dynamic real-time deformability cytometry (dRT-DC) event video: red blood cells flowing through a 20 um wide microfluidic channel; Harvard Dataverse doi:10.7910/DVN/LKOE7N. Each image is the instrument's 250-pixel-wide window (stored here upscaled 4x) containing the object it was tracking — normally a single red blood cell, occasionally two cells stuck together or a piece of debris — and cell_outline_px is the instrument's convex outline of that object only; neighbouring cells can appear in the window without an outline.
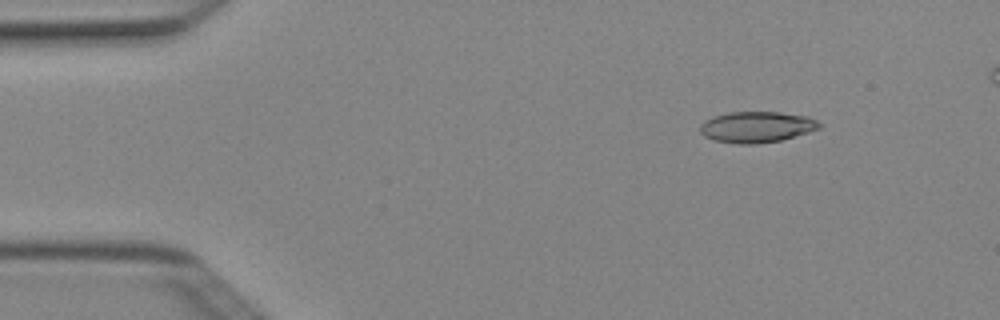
{"species": "Egyptian fruit bat (a non-hibernating species)", "species_latin": "Rousettus aegyptiacus", "temperature_condition": "cold", "stored_images_in_passage": 3, "camera_frame_rate_fps": 3000, "um_per_image_px": 0.085, "animal": {"sex": "female"}, "frame": {"image": 1, "passage_image": 1, "time_ms": 0.0, "image_size_px": [1000, 320], "cell_outline_px": [[820, 128], [808, 132], [780, 140], [756, 144], [736, 144], [716, 140], [704, 136], [700, 132], [700, 124], [704, 120], [712, 116], [728, 112], [780, 112], [808, 116], [816, 120], [820, 124]], "centroid_in_image_um": [64.28, 10.78], "position_along_channel_um": 20.7, "area_um2": 21.56}}